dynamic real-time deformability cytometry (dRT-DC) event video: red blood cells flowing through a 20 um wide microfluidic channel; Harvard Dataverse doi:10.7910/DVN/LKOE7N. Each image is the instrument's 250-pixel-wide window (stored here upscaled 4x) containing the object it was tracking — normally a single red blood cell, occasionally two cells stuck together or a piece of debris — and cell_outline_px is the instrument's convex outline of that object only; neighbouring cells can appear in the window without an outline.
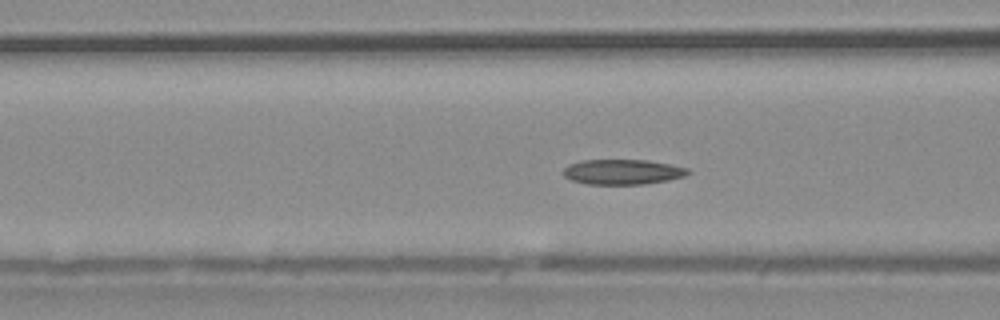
{"species": "common noctule bat (a hibernating species)", "species_latin": "Nyctalus noctula", "temperature_condition": "warm", "stored_images_in_passage": 55, "camera_frame_rate_fps": 3000, "um_per_image_px": 0.085, "animal": {"sex": "male", "body_mass_g": 20.4}, "frame": {"image": 1, "passage_image": 21, "time_ms": 6.667, "image_size_px": [1000, 320], "cell_outline_px": [[692, 172], [684, 176], [668, 180], [644, 184], [584, 184], [572, 180], [564, 176], [560, 172], [568, 164], [580, 160], [648, 160], [688, 168]], "centroid_in_image_um": [52.88, 14.61], "position_along_channel_um": 113.7, "area_um2": 18.38}}
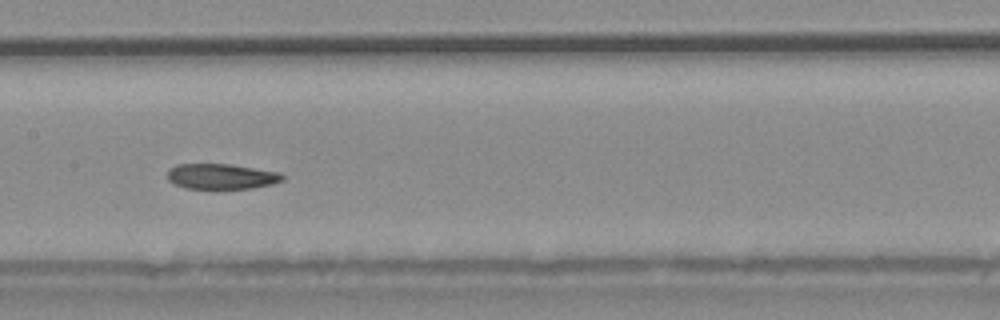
{"frame": {"image": 2, "passage_image": 27, "time_ms": 8.667, "image_size_px": [1000, 320], "cell_outline_px": [[284, 180], [272, 184], [252, 188], [184, 188], [168, 180], [168, 172], [176, 164], [228, 164], [280, 172], [284, 176]], "centroid_in_image_um": [18.84, 14.99], "position_along_channel_um": 188.6, "area_um2": 16.82}}
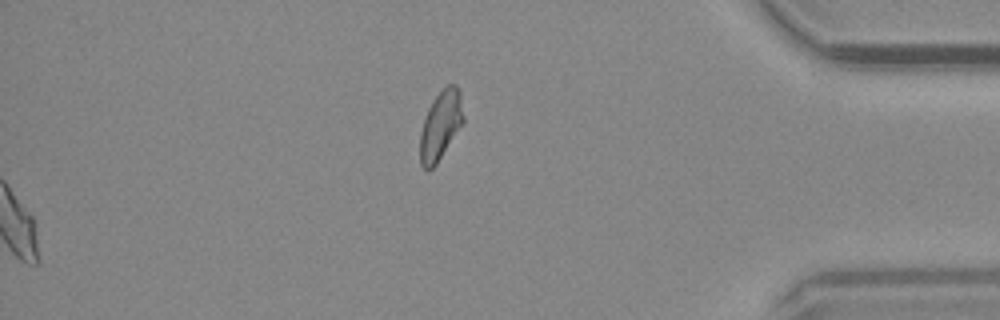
{"frame": {"image": 3, "passage_image": 55, "time_ms": 18.0, "image_size_px": [1000, 320], "cell_outline_px": [[464, 120], [436, 164], [428, 172], [420, 164], [420, 132], [428, 108], [432, 100], [448, 84], [456, 84], [460, 92], [464, 116]], "centroid_in_image_um": [37.44, 10.65], "position_along_channel_um": 397.8, "area_um2": 17.17}, "authors_computed_cell_mechanics": {"area_um2": 18.4382, "velocity_mm_per_s": 3.7461, "shape_relaxation_time_tau1_ms": null, "shape_relaxation_time_tau2_ms": 5.282, "deformation_change_tau1": null, "deformation_change_tau2": 0.0972}}